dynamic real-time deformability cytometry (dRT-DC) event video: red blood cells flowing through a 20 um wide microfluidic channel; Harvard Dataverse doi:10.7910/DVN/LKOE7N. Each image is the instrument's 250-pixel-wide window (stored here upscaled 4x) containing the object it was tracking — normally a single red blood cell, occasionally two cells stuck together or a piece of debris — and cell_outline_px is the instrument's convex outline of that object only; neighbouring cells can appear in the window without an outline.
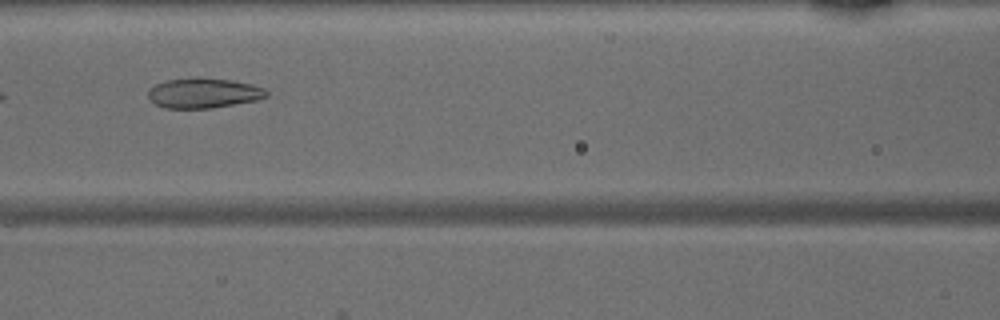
{"species": "common noctule bat (a hibernating species)", "species_latin": "Nyctalus noctula", "temperature_condition": "warm", "stored_images_in_passage": 33, "camera_frame_rate_fps": 3000, "um_per_image_px": 0.085, "animal": {"sex": "male", "body_mass_g": 15.6}, "frame": {"image": 1, "passage_image": 6, "time_ms": 1.667, "image_size_px": [1000, 320], "cell_outline_px": [[268, 96], [256, 100], [212, 108], [164, 108], [156, 104], [148, 96], [148, 88], [156, 84], [168, 80], [232, 80], [252, 84], [264, 88], [268, 92]], "centroid_in_image_um": [17.32, 7.95], "position_along_channel_um": 149.3, "area_um2": 19.94}}
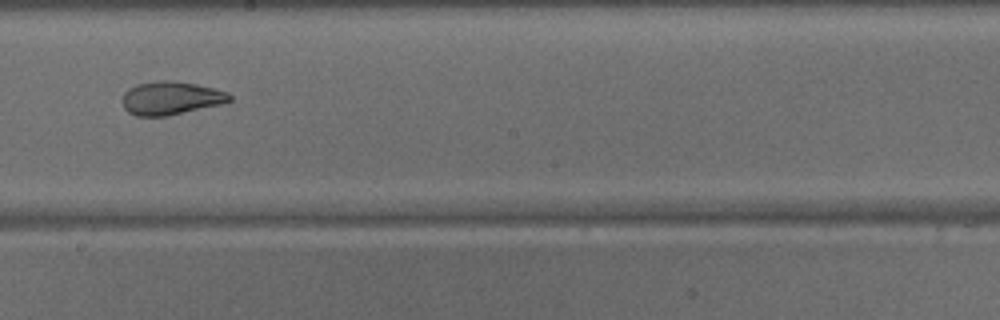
{"frame": {"image": 2, "passage_image": 12, "time_ms": 3.667, "image_size_px": [1000, 320], "cell_outline_px": [[232, 100], [224, 104], [168, 116], [136, 116], [128, 112], [124, 108], [124, 92], [128, 88], [136, 84], [160, 80], [172, 80], [196, 84], [216, 88], [228, 92], [232, 96]], "centroid_in_image_um": [14.57, 8.34], "position_along_channel_um": 233.6, "area_um2": 21.1}}
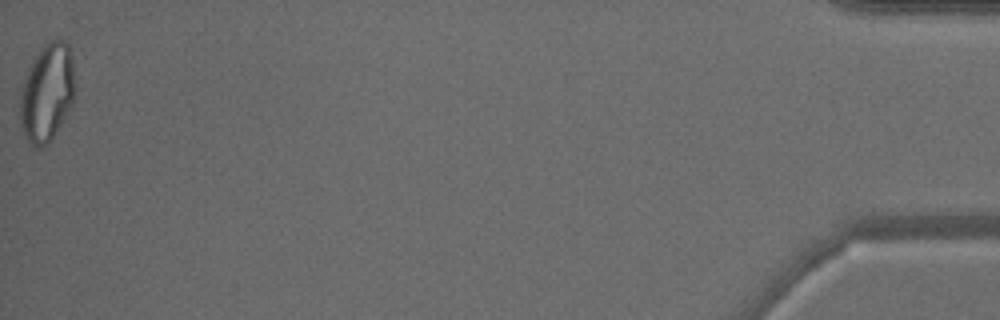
{"frame": {"image": 3, "passage_image": 33, "time_ms": 10.667, "image_size_px": [1000, 320], "cell_outline_px": [[76, 92], [72, 104], [48, 144], [40, 148], [36, 148], [24, 136], [20, 124], [20, 88], [24, 76], [32, 60], [40, 48], [48, 40], [64, 40], [68, 44], [72, 56]], "centroid_in_image_um": [3.99, 7.84], "position_along_channel_um": 431.2, "area_um2": 31.73}}